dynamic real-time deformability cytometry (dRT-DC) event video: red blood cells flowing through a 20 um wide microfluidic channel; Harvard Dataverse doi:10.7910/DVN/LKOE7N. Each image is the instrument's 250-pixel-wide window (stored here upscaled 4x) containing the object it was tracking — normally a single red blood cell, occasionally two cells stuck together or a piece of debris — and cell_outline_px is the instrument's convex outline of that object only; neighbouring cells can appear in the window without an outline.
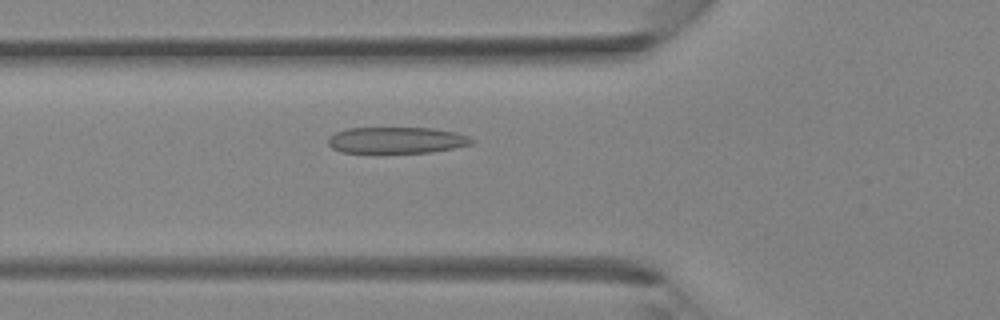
{"species": "Egyptian fruit bat (a non-hibernating species)", "species_latin": "Rousettus aegyptiacus", "temperature_condition": "room temperature", "stored_images_in_passage": 37, "camera_frame_rate_fps": 3000, "um_per_image_px": 0.085, "animal": {"sex": "female"}, "frame": {"image": 1, "passage_image": 13, "time_ms": 4.0, "image_size_px": [1000, 320], "cell_outline_px": [[472, 144], [432, 152], [340, 152], [332, 148], [328, 144], [328, 136], [336, 132], [348, 128], [432, 128], [456, 132], [468, 136], [472, 140]], "centroid_in_image_um": [33.68, 11.91], "position_along_channel_um": 92.1, "area_um2": 21.85}}
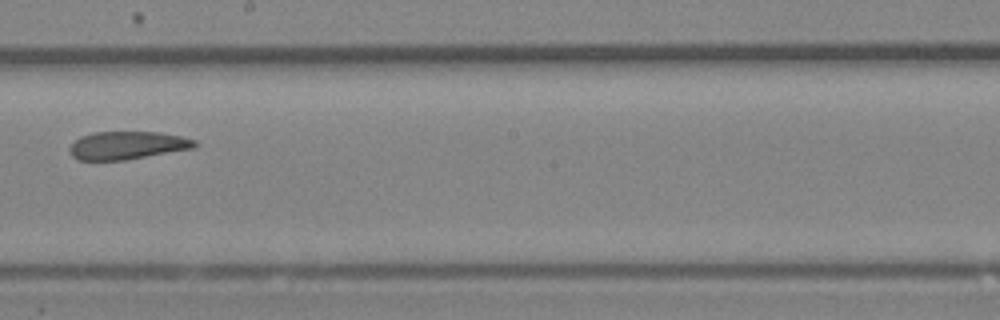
{"frame": {"image": 2, "passage_image": 21, "time_ms": 6.667, "image_size_px": [1000, 320], "cell_outline_px": [[200, 144], [196, 148], [124, 160], [76, 160], [72, 156], [68, 148], [80, 136], [92, 132], [160, 132], [180, 136], [196, 140]], "centroid_in_image_um": [10.84, 12.35], "position_along_channel_um": 237.4, "area_um2": 20.58}}
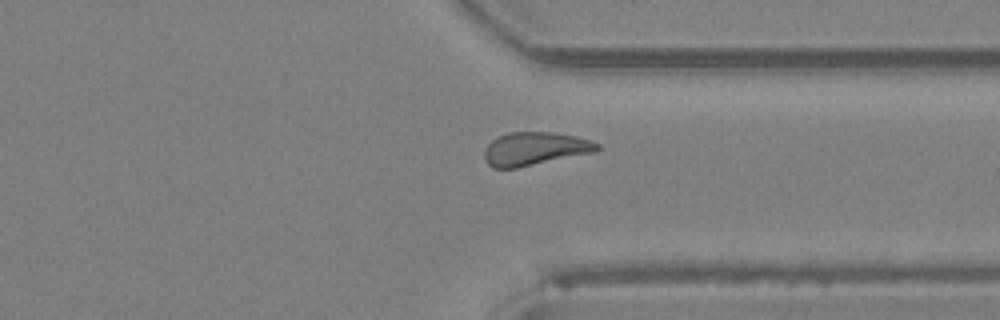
{"frame": {"image": 3, "passage_image": 28, "time_ms": 9.0, "image_size_px": [1000, 320], "cell_outline_px": [[600, 148], [596, 152], [516, 168], [492, 168], [488, 164], [484, 156], [484, 152], [488, 144], [496, 136], [508, 132], [548, 132], [576, 136], [600, 144]], "centroid_in_image_um": [45.45, 12.64], "position_along_channel_um": 366.0, "area_um2": 21.85}}